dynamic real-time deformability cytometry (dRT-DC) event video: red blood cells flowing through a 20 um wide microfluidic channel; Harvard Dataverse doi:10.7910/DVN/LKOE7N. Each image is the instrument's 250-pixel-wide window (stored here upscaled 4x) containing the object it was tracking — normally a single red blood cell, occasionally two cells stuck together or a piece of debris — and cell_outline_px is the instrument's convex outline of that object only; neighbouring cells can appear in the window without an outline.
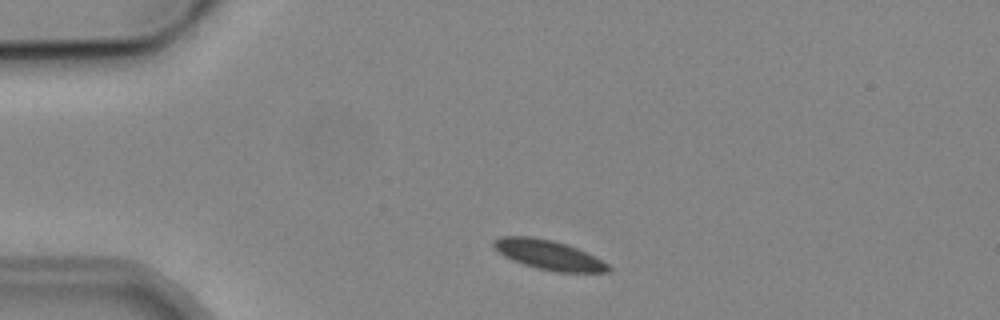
{"species": "common noctule bat (a hibernating species)", "species_latin": "Nyctalus noctula", "temperature_condition": "cold", "stored_images_in_passage": 2, "camera_frame_rate_fps": 3000, "um_per_image_px": 0.085, "animal": {"sex": "male", "body_mass_g": 19.2, "forearm_length_mm": 51.8}, "frame": {"image": 1, "passage_image": 1, "time_ms": 0.0, "image_size_px": [1000, 320], "cell_outline_px": [[612, 268], [608, 272], [556, 272], [536, 268], [512, 260], [504, 256], [492, 244], [492, 240], [500, 236], [532, 236], [552, 240], [576, 248], [608, 264]], "centroid_in_image_um": [46.59, 21.66], "position_along_channel_um": 38.4, "area_um2": 19.48}}